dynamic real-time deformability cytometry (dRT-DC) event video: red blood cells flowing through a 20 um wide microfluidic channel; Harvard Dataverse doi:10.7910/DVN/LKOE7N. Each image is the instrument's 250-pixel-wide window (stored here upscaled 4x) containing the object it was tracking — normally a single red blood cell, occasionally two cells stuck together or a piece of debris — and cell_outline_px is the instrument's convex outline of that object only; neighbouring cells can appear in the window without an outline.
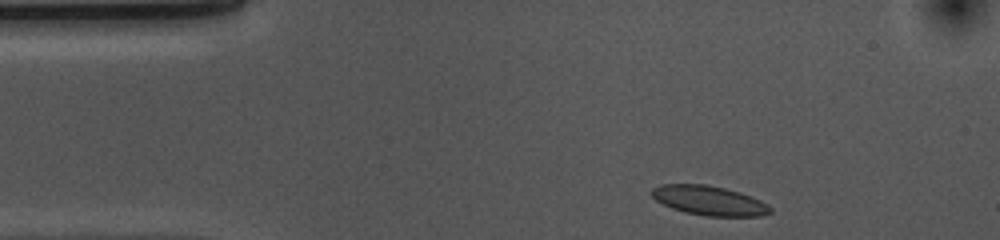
{"species": "common noctule bat (a hibernating species)", "species_latin": "Nyctalus noctula", "temperature_condition": "cold", "stored_images_in_passage": 36, "camera_frame_rate_fps": 3000, "um_per_image_px": 0.085, "animal": {"sex": "female", "body_mass_g": 10.0, "forearm_length_mm": 53.1}, "frame": {"image": 1, "passage_image": 1, "time_ms": 0.0, "image_size_px": [1000, 240], "cell_outline_px": [[772, 212], [760, 216], [704, 216], [684, 212], [672, 208], [656, 200], [648, 192], [652, 188], [660, 184], [704, 184], [724, 188], [740, 192], [752, 196], [768, 204], [772, 208]], "centroid_in_image_um": [60.27, 17.04], "position_along_channel_um": 24.7, "area_um2": 20.52}}
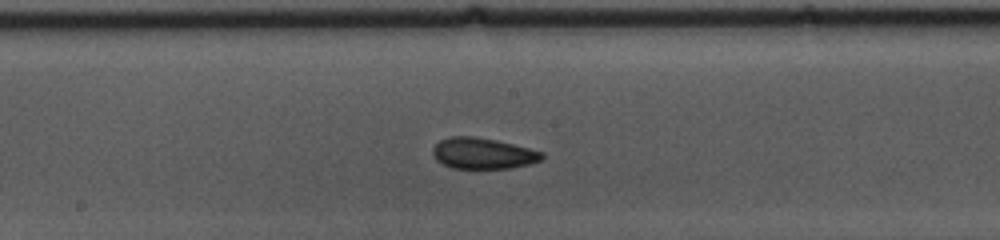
{"frame": {"image": 2, "passage_image": 20, "time_ms": 6.333, "image_size_px": [1000, 240], "cell_outline_px": [[544, 156], [540, 160], [528, 164], [512, 168], [452, 168], [436, 160], [432, 152], [432, 148], [440, 140], [448, 136], [472, 136], [496, 140], [544, 152]], "centroid_in_image_um": [41.02, 13.03], "position_along_channel_um": 207.2, "area_um2": 19.65}}
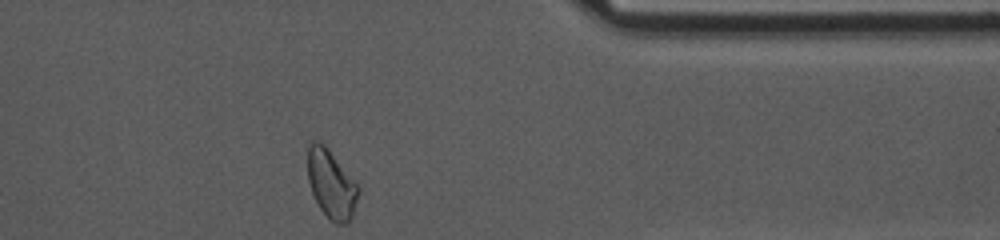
{"frame": {"image": 3, "passage_image": 36, "time_ms": 11.667, "image_size_px": [1000, 240], "cell_outline_px": [[360, 192], [352, 216], [348, 224], [336, 224], [320, 208], [312, 192], [308, 180], [308, 144], [312, 140], [320, 140], [328, 148], [360, 188]], "centroid_in_image_um": [28.16, 15.63], "position_along_channel_um": 383.2, "area_um2": 20.11}, "authors_computed_cell_mechanics": {"area_um2": 20.0855, "velocity_mm_per_s": 3.6588, "shape_relaxation_time_tau1_ms": 3.9616, "shape_relaxation_time_tau2_ms": 2.2514, "deformation_change_tau1": 0.0782, "deformation_change_tau2": 0.0675}}